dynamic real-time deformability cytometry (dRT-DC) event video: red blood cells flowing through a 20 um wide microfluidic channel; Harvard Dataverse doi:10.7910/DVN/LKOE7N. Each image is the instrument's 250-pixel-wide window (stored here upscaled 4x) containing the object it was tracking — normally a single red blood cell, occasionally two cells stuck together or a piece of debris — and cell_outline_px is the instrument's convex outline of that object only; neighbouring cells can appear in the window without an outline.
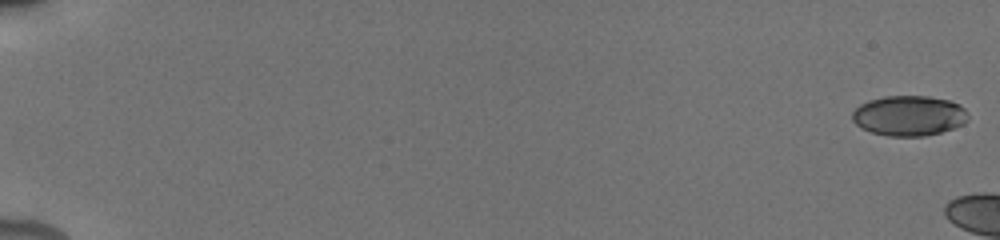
{"species": "human", "species_latin": "Homo sapiens", "temperature_condition": "cold", "stored_images_in_passage": 5, "camera_frame_rate_fps": 3000, "um_per_image_px": 0.085, "donor": {"sex": "male"}, "frame": {"image": 1, "passage_image": 1, "time_ms": 0.0, "image_size_px": [1000, 240], "cell_outline_px": [[968, 120], [964, 124], [940, 132], [924, 136], [888, 136], [872, 132], [856, 124], [852, 120], [852, 112], [860, 104], [868, 100], [884, 96], [928, 96], [948, 100], [960, 104], [964, 108], [968, 116]], "centroid_in_image_um": [77.27, 9.82], "position_along_channel_um": 7.7, "area_um2": 27.11}}